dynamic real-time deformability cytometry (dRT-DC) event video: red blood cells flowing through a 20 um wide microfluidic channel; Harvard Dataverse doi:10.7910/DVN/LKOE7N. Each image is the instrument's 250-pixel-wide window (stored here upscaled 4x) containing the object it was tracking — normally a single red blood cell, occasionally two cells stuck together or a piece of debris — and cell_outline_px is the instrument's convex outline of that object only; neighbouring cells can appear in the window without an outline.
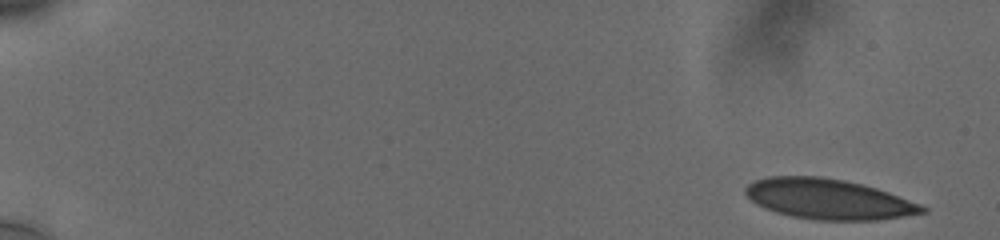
{"species": "human", "species_latin": "Homo sapiens", "temperature_condition": "cold", "stored_images_in_passage": 13, "camera_frame_rate_fps": 3000, "um_per_image_px": 0.085, "donor": {"sex": "male"}, "frame": {"image": 1, "passage_image": 1, "time_ms": 0.0, "image_size_px": [1000, 240], "cell_outline_px": [[928, 212], [904, 216], [876, 220], [820, 220], [792, 216], [776, 212], [764, 208], [756, 204], [744, 192], [744, 188], [748, 184], [756, 180], [768, 176], [820, 176], [844, 180], [876, 188], [888, 192], [920, 204], [928, 208]], "centroid_in_image_um": [70.41, 16.92], "position_along_channel_um": 14.6, "area_um2": 41.33}}
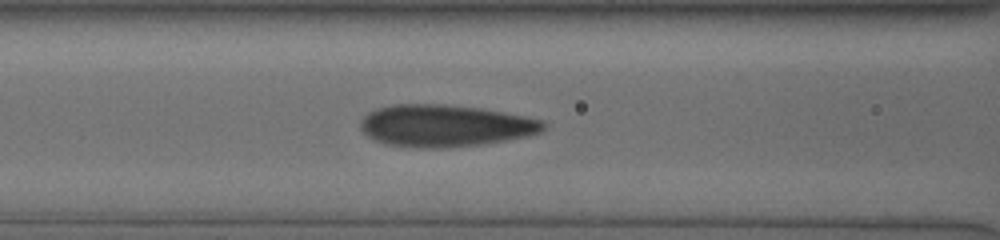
{"frame": {"image": 2, "passage_image": 10, "time_ms": 7.667, "image_size_px": [1000, 240], "cell_outline_px": [[548, 124], [540, 132], [524, 136], [484, 144], [448, 148], [416, 148], [384, 144], [368, 136], [360, 128], [360, 120], [368, 112], [376, 108], [392, 104], [444, 104], [480, 108], [524, 116], [544, 120]], "centroid_in_image_um": [37.79, 10.68], "position_along_channel_um": 128.8, "area_um2": 44.97}}
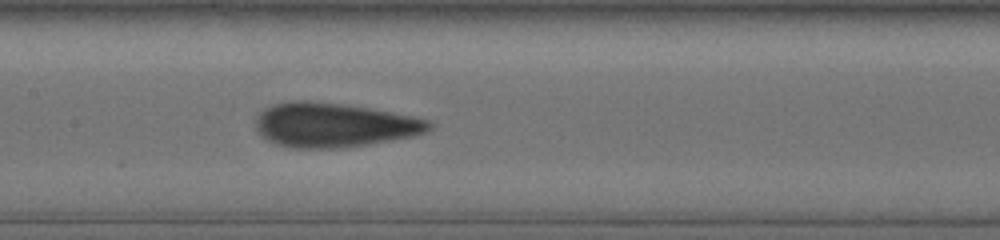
{"frame": {"image": 3, "passage_image": 13, "time_ms": 9.0, "image_size_px": [1000, 240], "cell_outline_px": [[432, 128], [424, 132], [412, 136], [368, 144], [332, 148], [292, 148], [276, 144], [260, 136], [256, 128], [256, 120], [260, 112], [276, 104], [292, 100], [308, 100], [340, 104], [368, 108], [412, 116], [428, 120], [432, 124]], "centroid_in_image_um": [28.35, 10.63], "position_along_channel_um": 179.1, "area_um2": 44.27}}